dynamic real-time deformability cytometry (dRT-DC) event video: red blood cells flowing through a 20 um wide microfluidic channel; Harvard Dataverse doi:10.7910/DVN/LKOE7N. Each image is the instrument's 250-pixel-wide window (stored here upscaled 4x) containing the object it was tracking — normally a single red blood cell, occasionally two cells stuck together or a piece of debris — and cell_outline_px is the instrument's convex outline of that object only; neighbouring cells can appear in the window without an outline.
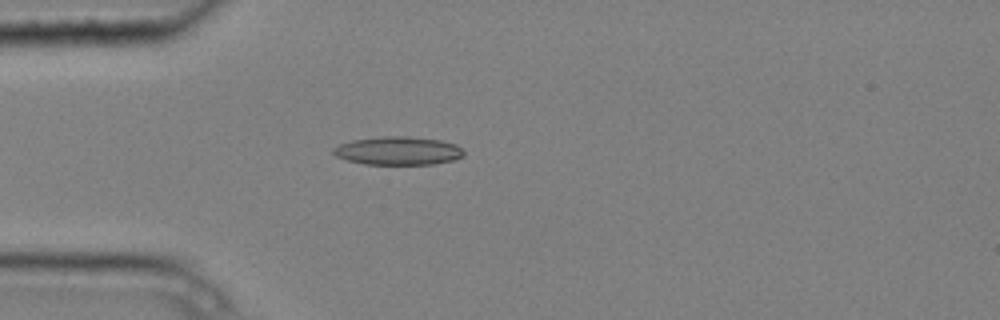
{"species": "common noctule bat (a hibernating species)", "species_latin": "Nyctalus noctula", "temperature_condition": "cold", "stored_images_in_passage": 5, "camera_frame_rate_fps": 3000, "um_per_image_px": 0.085, "animal": {"sex": "male", "body_mass_g": 20.4}, "frame": {"image": 1, "passage_image": 5, "time_ms": 1.333, "image_size_px": [1000, 320], "cell_outline_px": [[464, 156], [452, 160], [432, 164], [364, 164], [348, 160], [336, 156], [332, 152], [332, 148], [340, 144], [352, 140], [380, 136], [408, 136], [440, 140], [456, 144], [464, 152]], "centroid_in_image_um": [33.82, 12.81], "position_along_channel_um": 51.2, "area_um2": 21.5}}